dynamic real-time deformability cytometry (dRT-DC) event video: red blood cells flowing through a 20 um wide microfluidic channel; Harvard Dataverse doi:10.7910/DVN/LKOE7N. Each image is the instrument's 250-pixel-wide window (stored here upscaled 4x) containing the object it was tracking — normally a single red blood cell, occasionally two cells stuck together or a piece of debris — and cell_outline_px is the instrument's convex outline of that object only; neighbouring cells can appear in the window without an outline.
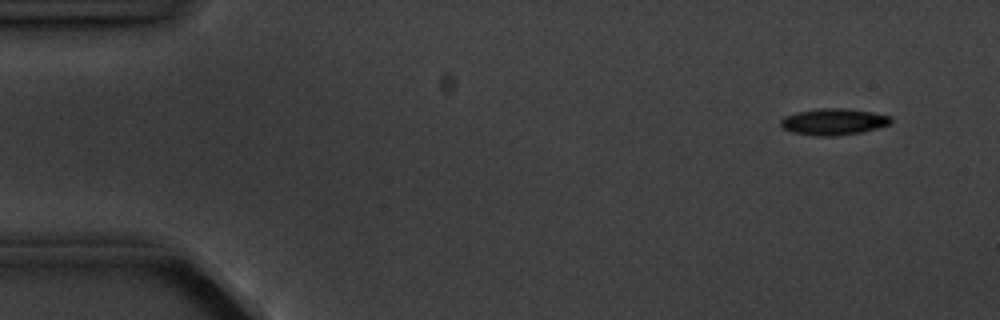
{"species": "common noctule bat (a hibernating species)", "species_latin": "Nyctalus noctula", "temperature_condition": "cold", "stored_images_in_passage": 5, "camera_frame_rate_fps": 3000, "um_per_image_px": 0.085, "animal": {"sex": "male", "body_mass_g": 20.1, "forearm_length_mm": 53.5}, "frame": {"image": 1, "passage_image": 2, "time_ms": 1.0, "image_size_px": [1000, 320], "cell_outline_px": [[892, 120], [888, 124], [876, 128], [860, 132], [836, 136], [816, 136], [792, 132], [780, 128], [780, 120], [784, 116], [796, 112], [820, 108], [844, 108], [872, 112], [892, 116]], "centroid_in_image_um": [70.8, 10.34], "position_along_channel_um": 14.2, "area_um2": 17.05}}
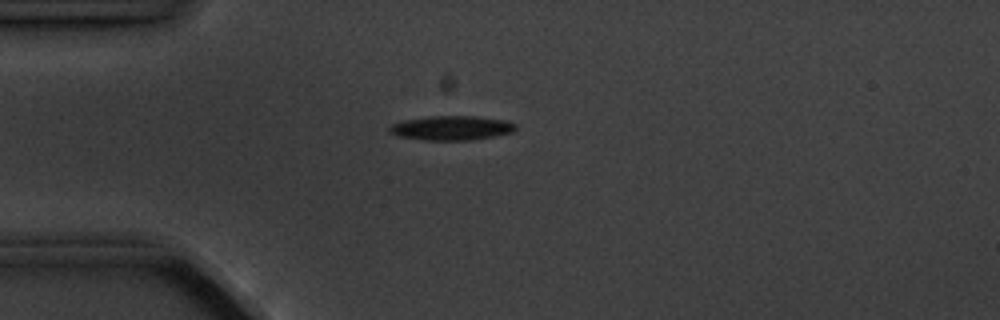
{"frame": {"image": 2, "passage_image": 5, "time_ms": 4.333, "image_size_px": [1000, 320], "cell_outline_px": [[516, 128], [512, 132], [496, 136], [472, 140], [424, 140], [396, 136], [388, 132], [388, 128], [392, 124], [404, 120], [432, 116], [476, 116], [508, 120], [516, 124]], "centroid_in_image_um": [38.39, 10.88], "position_along_channel_um": 46.6, "area_um2": 18.09}}